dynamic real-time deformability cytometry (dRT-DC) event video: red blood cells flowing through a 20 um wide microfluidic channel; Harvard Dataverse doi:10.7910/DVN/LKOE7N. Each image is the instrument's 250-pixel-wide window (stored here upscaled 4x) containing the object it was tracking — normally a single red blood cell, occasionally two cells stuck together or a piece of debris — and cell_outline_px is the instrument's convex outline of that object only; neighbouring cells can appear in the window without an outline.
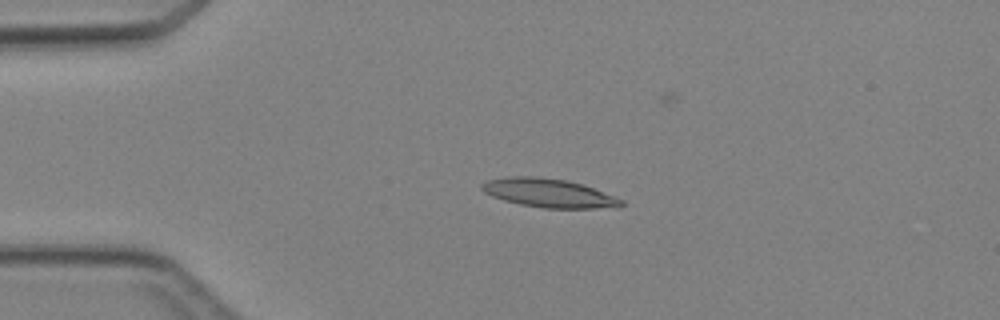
{"species": "Egyptian fruit bat (a non-hibernating species)", "species_latin": "Rousettus aegyptiacus", "temperature_condition": "cold", "stored_images_in_passage": 4, "camera_frame_rate_fps": 3000, "um_per_image_px": 0.085, "animal": {"sex": "female"}, "frame": {"image": 1, "passage_image": 2, "time_ms": 1.333, "image_size_px": [1000, 320], "cell_outline_px": [[624, 204], [620, 208], [544, 208], [520, 204], [504, 200], [492, 196], [484, 192], [480, 188], [480, 184], [488, 180], [508, 176], [536, 176], [564, 180], [584, 184], [624, 200]], "centroid_in_image_um": [46.67, 16.41], "position_along_channel_um": 38.3, "area_um2": 23.47}}
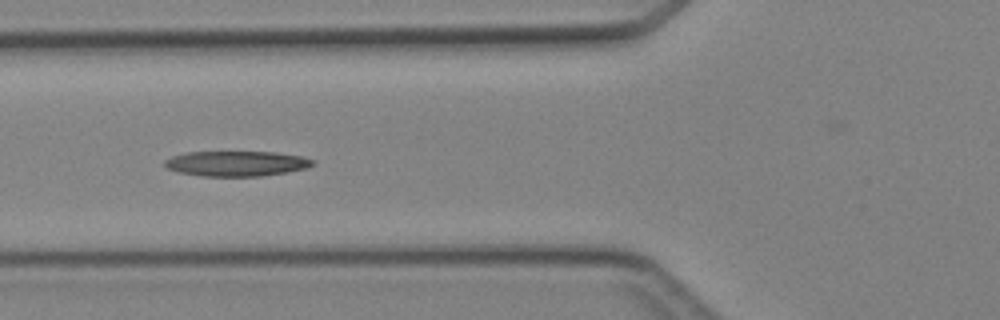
{"frame": {"image": 2, "passage_image": 4, "time_ms": 3.667, "image_size_px": [1000, 320], "cell_outline_px": [[316, 164], [308, 168], [288, 172], [260, 176], [200, 176], [180, 172], [164, 168], [164, 160], [172, 156], [188, 152], [276, 152], [304, 156], [316, 160]], "centroid_in_image_um": [20.15, 13.9], "position_along_channel_um": 105.6, "area_um2": 22.02}}